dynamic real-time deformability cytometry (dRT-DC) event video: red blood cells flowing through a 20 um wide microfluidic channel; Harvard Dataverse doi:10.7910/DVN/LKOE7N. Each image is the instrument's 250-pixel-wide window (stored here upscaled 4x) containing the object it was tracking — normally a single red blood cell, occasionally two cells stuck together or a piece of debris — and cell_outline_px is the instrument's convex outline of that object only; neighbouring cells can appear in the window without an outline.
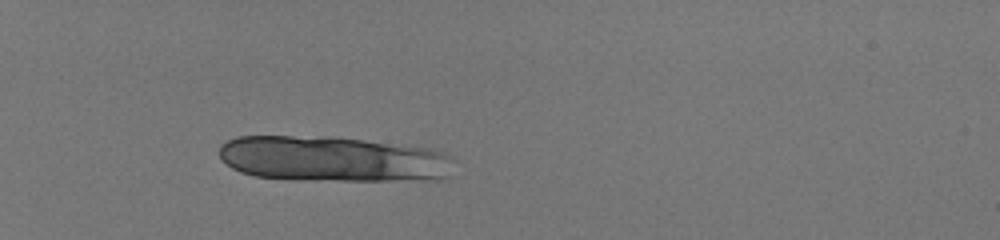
{"species": "human", "species_latin": "Homo sapiens", "temperature_condition": "room temperature", "stored_images_in_passage": 18, "camera_frame_rate_fps": 3000, "um_per_image_px": 0.085, "donor": {"sex": "male"}, "frame": {"image": 1, "passage_image": 1, "time_ms": 0.0, "image_size_px": [1000, 240], "cell_outline_px": [[456, 160], [444, 176], [432, 180], [292, 180], [256, 176], [240, 172], [232, 168], [220, 160], [220, 144], [236, 136], [336, 136], [432, 148], [444, 152], [452, 156]], "centroid_in_image_um": [28.28, 13.5], "position_along_channel_um": 56.7, "area_um2": 63.12}}